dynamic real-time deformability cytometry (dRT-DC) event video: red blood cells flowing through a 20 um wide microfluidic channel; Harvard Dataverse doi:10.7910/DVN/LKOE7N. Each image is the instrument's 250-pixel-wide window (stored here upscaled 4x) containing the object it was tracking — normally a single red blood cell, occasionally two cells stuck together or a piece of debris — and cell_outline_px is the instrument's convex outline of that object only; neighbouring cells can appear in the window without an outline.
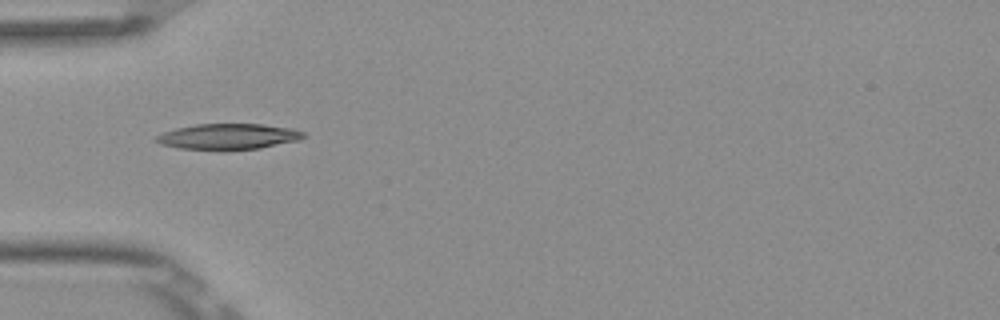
{"species": "Egyptian fruit bat (a non-hibernating species)", "species_latin": "Rousettus aegyptiacus", "temperature_condition": "room temperature", "stored_images_in_passage": 8, "camera_frame_rate_fps": 3000, "um_per_image_px": 0.085, "frame": {"image": 1, "passage_image": 5, "time_ms": 1.333, "image_size_px": [1000, 320], "cell_outline_px": [[308, 136], [300, 140], [260, 148], [176, 148], [160, 144], [156, 140], [156, 136], [164, 132], [176, 128], [196, 124], [264, 124], [292, 128], [304, 132]], "centroid_in_image_um": [19.47, 11.58], "position_along_channel_um": 65.5, "area_um2": 21.62}}
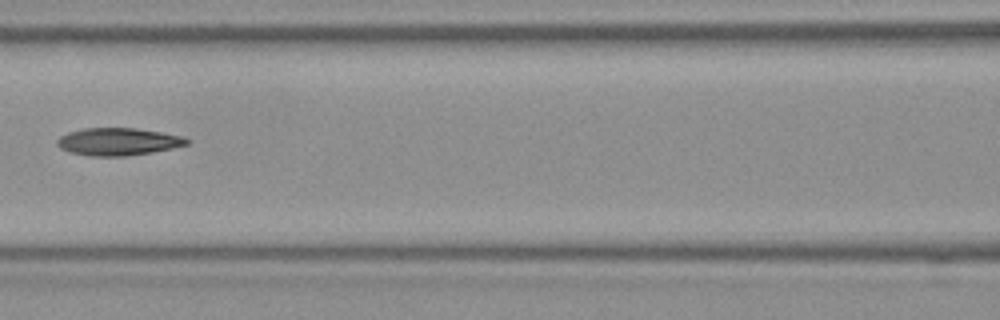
{"frame": {"image": 2, "passage_image": 7, "time_ms": 2.0, "image_size_px": [1000, 320], "cell_outline_px": [[192, 140], [188, 144], [172, 148], [152, 152], [124, 156], [88, 156], [68, 152], [60, 148], [56, 144], [56, 140], [60, 136], [68, 132], [84, 128], [136, 128], [184, 136]], "centroid_in_image_um": [10.03, 12.04], "position_along_channel_um": 156.6, "area_um2": 20.92}}
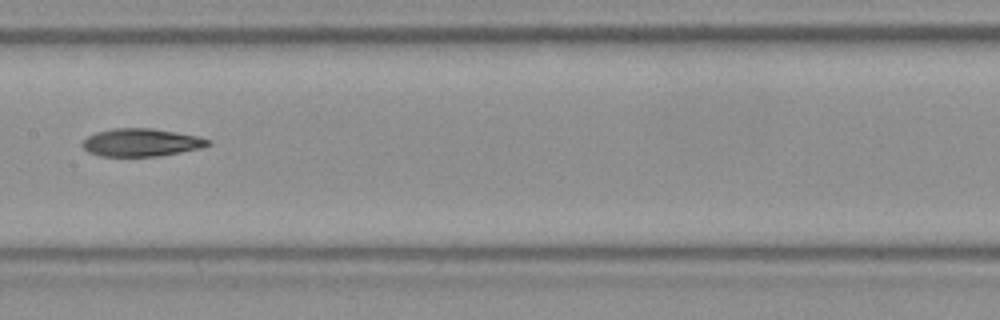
{"frame": {"image": 3, "passage_image": 8, "time_ms": 2.333, "image_size_px": [1000, 320], "cell_outline_px": [[212, 144], [200, 148], [180, 152], [156, 156], [100, 156], [88, 152], [80, 144], [88, 136], [96, 132], [112, 128], [152, 128], [176, 132], [196, 136], [212, 140]], "centroid_in_image_um": [11.99, 12.1], "position_along_channel_um": 195.4, "area_um2": 20.35}}